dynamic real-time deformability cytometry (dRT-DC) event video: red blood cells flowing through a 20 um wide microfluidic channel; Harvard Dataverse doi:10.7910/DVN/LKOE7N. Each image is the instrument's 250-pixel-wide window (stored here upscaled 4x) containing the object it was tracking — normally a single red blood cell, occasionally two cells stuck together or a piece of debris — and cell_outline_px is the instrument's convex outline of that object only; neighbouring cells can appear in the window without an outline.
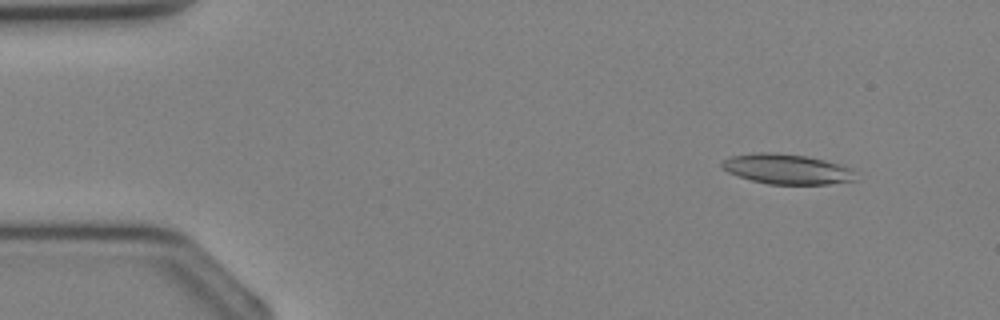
{"species": "Egyptian fruit bat (a non-hibernating species)", "species_latin": "Rousettus aegyptiacus", "temperature_condition": "cold", "stored_images_in_passage": 36, "camera_frame_rate_fps": 3000, "um_per_image_px": 0.085, "animal": {"sex": "female"}, "frame": {"image": 1, "passage_image": 4, "time_ms": 1.0, "image_size_px": [1000, 320], "cell_outline_px": [[856, 180], [828, 184], [768, 184], [752, 180], [728, 172], [720, 164], [724, 160], [732, 156], [752, 152], [776, 152], [808, 156], [840, 164], [848, 168]], "centroid_in_image_um": [66.85, 14.36], "position_along_channel_um": 18.2, "area_um2": 23.18}}
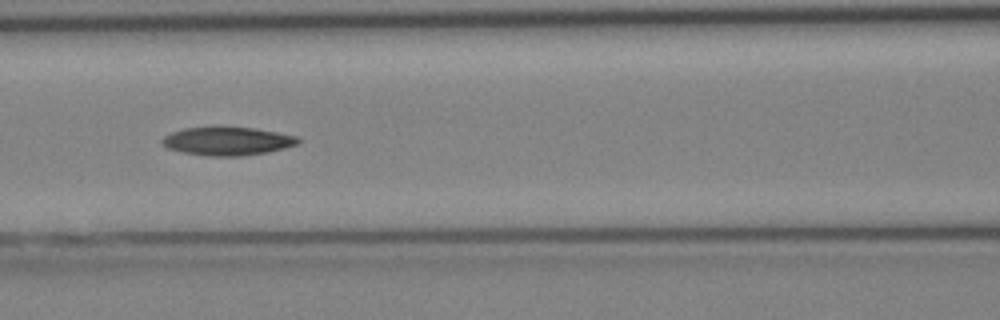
{"frame": {"image": 2, "passage_image": 16, "time_ms": 5.0, "image_size_px": [1000, 320], "cell_outline_px": [[300, 140], [296, 144], [284, 148], [264, 152], [240, 156], [208, 156], [184, 152], [168, 148], [160, 144], [160, 140], [164, 136], [172, 132], [184, 128], [212, 124], [216, 124], [256, 128], [296, 136]], "centroid_in_image_um": [19.25, 11.94], "position_along_channel_um": 147.4, "area_um2": 23.06}}
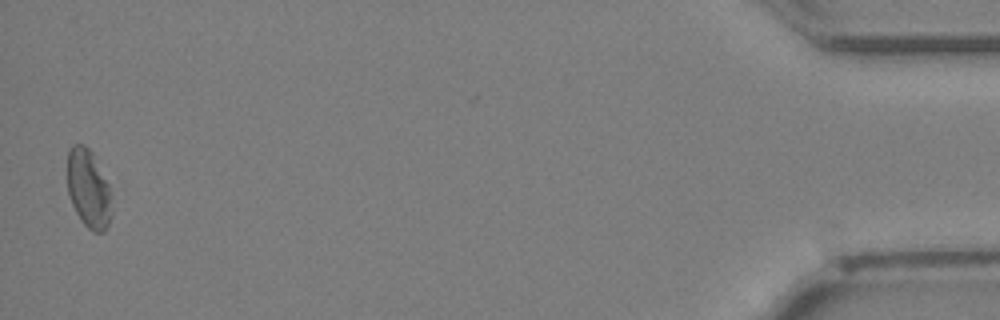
{"frame": {"image": 3, "passage_image": 36, "time_ms": 11.667, "image_size_px": [1000, 320], "cell_outline_px": [[108, 224], [104, 232], [92, 232], [80, 220], [68, 196], [68, 148], [72, 144], [84, 144], [92, 152], [108, 184]], "centroid_in_image_um": [7.45, 16.01], "position_along_channel_um": 427.7, "area_um2": 19.65}}